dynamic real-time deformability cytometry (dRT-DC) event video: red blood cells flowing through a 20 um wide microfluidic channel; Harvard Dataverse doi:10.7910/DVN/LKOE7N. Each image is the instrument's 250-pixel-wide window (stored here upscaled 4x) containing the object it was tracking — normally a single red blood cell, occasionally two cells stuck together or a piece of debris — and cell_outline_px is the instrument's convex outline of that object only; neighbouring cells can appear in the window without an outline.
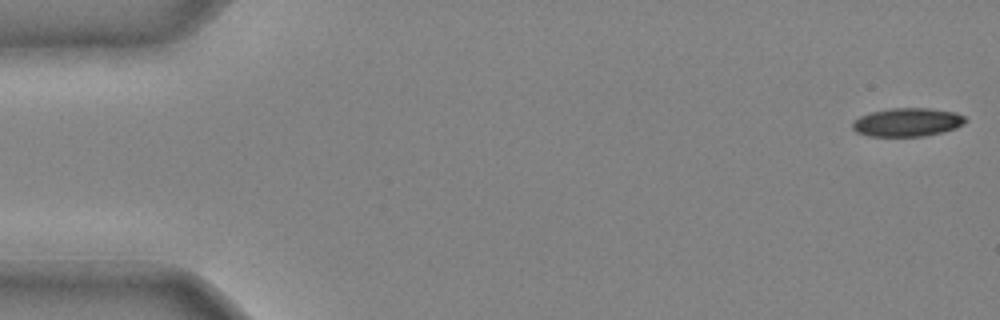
{"species": "common noctule bat (a hibernating species)", "species_latin": "Nyctalus noctula", "temperature_condition": "cold", "stored_images_in_passage": 40, "camera_frame_rate_fps": 3000, "um_per_image_px": 0.085, "animal": {"sex": "male", "body_mass_g": 20.4}, "frame": {"image": 1, "passage_image": 1, "time_ms": 0.0, "image_size_px": [1000, 320], "cell_outline_px": [[968, 120], [964, 124], [956, 128], [924, 136], [868, 136], [856, 132], [852, 128], [852, 120], [868, 112], [888, 108], [928, 108], [956, 112], [964, 116]], "centroid_in_image_um": [77.1, 10.38], "position_along_channel_um": 7.9, "area_um2": 18.96}}
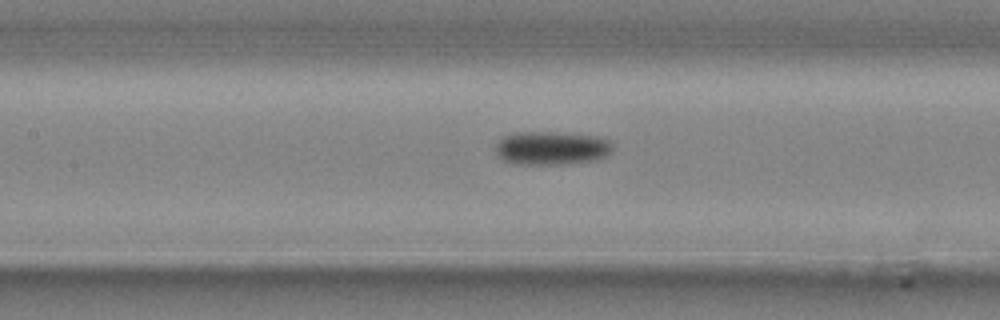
{"frame": {"image": 2, "passage_image": 20, "time_ms": 6.333, "image_size_px": [1000, 320], "cell_outline_px": [[612, 152], [608, 156], [596, 160], [568, 164], [516, 164], [500, 160], [496, 152], [496, 144], [504, 136], [516, 132], [556, 132], [600, 136], [612, 140]], "centroid_in_image_um": [46.93, 12.59], "position_along_channel_um": 160.5, "area_um2": 23.35}}
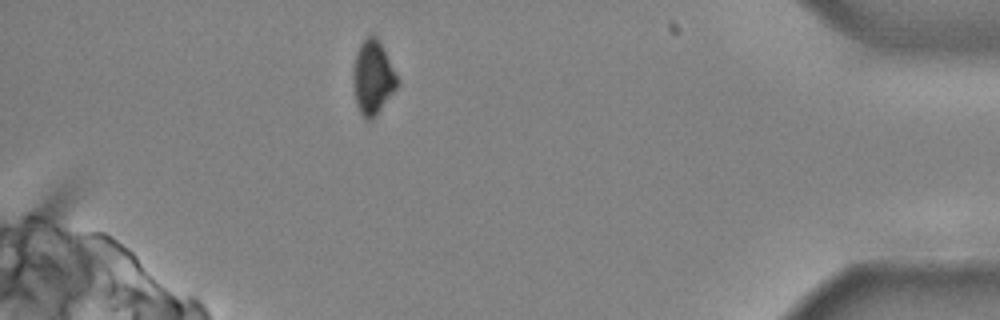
{"frame": {"image": 3, "passage_image": 39, "time_ms": 12.667, "image_size_px": [1000, 320], "cell_outline_px": [[400, 84], [376, 116], [372, 120], [364, 120], [356, 104], [352, 80], [352, 68], [356, 52], [360, 44], [368, 36], [376, 36], [400, 80]], "centroid_in_image_um": [31.68, 6.64], "position_along_channel_um": 403.5, "area_um2": 19.25}}